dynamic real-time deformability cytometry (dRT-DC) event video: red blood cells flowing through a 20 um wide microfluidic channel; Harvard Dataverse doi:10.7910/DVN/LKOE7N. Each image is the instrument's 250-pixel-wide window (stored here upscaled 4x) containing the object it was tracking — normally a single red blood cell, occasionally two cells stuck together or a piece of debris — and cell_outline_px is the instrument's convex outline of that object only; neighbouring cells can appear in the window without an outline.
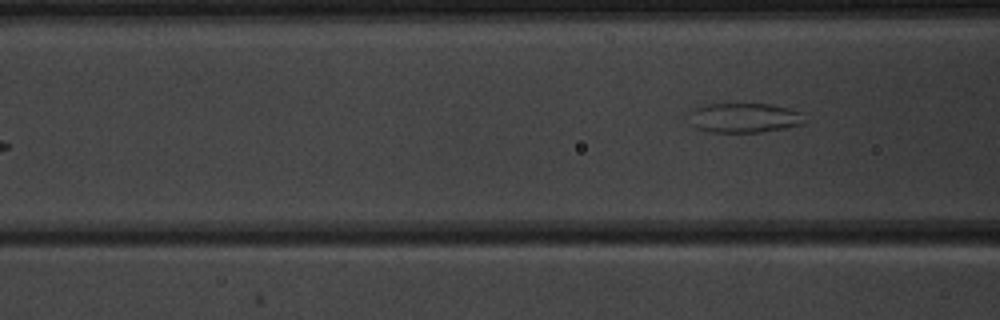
{"species": "common noctule bat (a hibernating species)", "species_latin": "Nyctalus noctula", "temperature_condition": "warm", "stored_images_in_passage": 7, "segment_of_instrument_passage": [2, 2], "camera_frame_rate_fps": 3000, "um_per_image_px": 0.085, "animal": {"sex": "male", "body_mass_g": 20.1, "forearm_length_mm": 53.5}, "frame": {"image": 1, "passage_image": 7, "time_ms": 8.0, "image_size_px": [1000, 320], "cell_outline_px": [[800, 124], [784, 128], [760, 132], [708, 132], [696, 128], [692, 124], [688, 112], [692, 108], [708, 104], [772, 104], [788, 108], [800, 112]], "centroid_in_image_um": [63.15, 10.01], "position_along_channel_um": 103.5, "area_um2": 19.71}}